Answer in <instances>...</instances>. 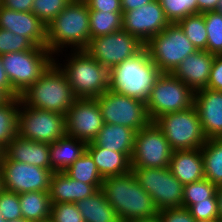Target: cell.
<instances>
[{
	"instance_id": "cell-34",
	"label": "cell",
	"mask_w": 222,
	"mask_h": 222,
	"mask_svg": "<svg viewBox=\"0 0 222 222\" xmlns=\"http://www.w3.org/2000/svg\"><path fill=\"white\" fill-rule=\"evenodd\" d=\"M203 14L207 31V51L214 55H222V14L217 11Z\"/></svg>"
},
{
	"instance_id": "cell-40",
	"label": "cell",
	"mask_w": 222,
	"mask_h": 222,
	"mask_svg": "<svg viewBox=\"0 0 222 222\" xmlns=\"http://www.w3.org/2000/svg\"><path fill=\"white\" fill-rule=\"evenodd\" d=\"M50 222H85L76 203H51Z\"/></svg>"
},
{
	"instance_id": "cell-37",
	"label": "cell",
	"mask_w": 222,
	"mask_h": 222,
	"mask_svg": "<svg viewBox=\"0 0 222 222\" xmlns=\"http://www.w3.org/2000/svg\"><path fill=\"white\" fill-rule=\"evenodd\" d=\"M71 2V0H34L32 13L46 26Z\"/></svg>"
},
{
	"instance_id": "cell-26",
	"label": "cell",
	"mask_w": 222,
	"mask_h": 222,
	"mask_svg": "<svg viewBox=\"0 0 222 222\" xmlns=\"http://www.w3.org/2000/svg\"><path fill=\"white\" fill-rule=\"evenodd\" d=\"M86 151L92 156L103 178L122 175L132 170L131 159L125 154L98 145H87Z\"/></svg>"
},
{
	"instance_id": "cell-54",
	"label": "cell",
	"mask_w": 222,
	"mask_h": 222,
	"mask_svg": "<svg viewBox=\"0 0 222 222\" xmlns=\"http://www.w3.org/2000/svg\"><path fill=\"white\" fill-rule=\"evenodd\" d=\"M3 155H4V149L0 147V163L2 162Z\"/></svg>"
},
{
	"instance_id": "cell-53",
	"label": "cell",
	"mask_w": 222,
	"mask_h": 222,
	"mask_svg": "<svg viewBox=\"0 0 222 222\" xmlns=\"http://www.w3.org/2000/svg\"><path fill=\"white\" fill-rule=\"evenodd\" d=\"M195 222H220V221L216 219V220H195Z\"/></svg>"
},
{
	"instance_id": "cell-38",
	"label": "cell",
	"mask_w": 222,
	"mask_h": 222,
	"mask_svg": "<svg viewBox=\"0 0 222 222\" xmlns=\"http://www.w3.org/2000/svg\"><path fill=\"white\" fill-rule=\"evenodd\" d=\"M34 46L27 37L0 28V55L29 50Z\"/></svg>"
},
{
	"instance_id": "cell-12",
	"label": "cell",
	"mask_w": 222,
	"mask_h": 222,
	"mask_svg": "<svg viewBox=\"0 0 222 222\" xmlns=\"http://www.w3.org/2000/svg\"><path fill=\"white\" fill-rule=\"evenodd\" d=\"M95 99L100 106L104 123L126 126L137 132L152 122L144 101L110 89Z\"/></svg>"
},
{
	"instance_id": "cell-36",
	"label": "cell",
	"mask_w": 222,
	"mask_h": 222,
	"mask_svg": "<svg viewBox=\"0 0 222 222\" xmlns=\"http://www.w3.org/2000/svg\"><path fill=\"white\" fill-rule=\"evenodd\" d=\"M217 186L208 179L184 185L182 208L188 209L197 201L211 198L216 193Z\"/></svg>"
},
{
	"instance_id": "cell-9",
	"label": "cell",
	"mask_w": 222,
	"mask_h": 222,
	"mask_svg": "<svg viewBox=\"0 0 222 222\" xmlns=\"http://www.w3.org/2000/svg\"><path fill=\"white\" fill-rule=\"evenodd\" d=\"M195 92L173 73H161L145 102L149 118L154 122L167 113L187 110L194 106Z\"/></svg>"
},
{
	"instance_id": "cell-32",
	"label": "cell",
	"mask_w": 222,
	"mask_h": 222,
	"mask_svg": "<svg viewBox=\"0 0 222 222\" xmlns=\"http://www.w3.org/2000/svg\"><path fill=\"white\" fill-rule=\"evenodd\" d=\"M64 172L72 179L87 184H102L104 179L100 175L92 156L87 151Z\"/></svg>"
},
{
	"instance_id": "cell-23",
	"label": "cell",
	"mask_w": 222,
	"mask_h": 222,
	"mask_svg": "<svg viewBox=\"0 0 222 222\" xmlns=\"http://www.w3.org/2000/svg\"><path fill=\"white\" fill-rule=\"evenodd\" d=\"M169 168L183 185L205 178L201 149L173 151Z\"/></svg>"
},
{
	"instance_id": "cell-31",
	"label": "cell",
	"mask_w": 222,
	"mask_h": 222,
	"mask_svg": "<svg viewBox=\"0 0 222 222\" xmlns=\"http://www.w3.org/2000/svg\"><path fill=\"white\" fill-rule=\"evenodd\" d=\"M123 12L90 11V38L112 34L122 29Z\"/></svg>"
},
{
	"instance_id": "cell-8",
	"label": "cell",
	"mask_w": 222,
	"mask_h": 222,
	"mask_svg": "<svg viewBox=\"0 0 222 222\" xmlns=\"http://www.w3.org/2000/svg\"><path fill=\"white\" fill-rule=\"evenodd\" d=\"M154 123L164 133L173 151L201 149L207 141L195 106L159 116Z\"/></svg>"
},
{
	"instance_id": "cell-45",
	"label": "cell",
	"mask_w": 222,
	"mask_h": 222,
	"mask_svg": "<svg viewBox=\"0 0 222 222\" xmlns=\"http://www.w3.org/2000/svg\"><path fill=\"white\" fill-rule=\"evenodd\" d=\"M34 0H0V4L18 12H32Z\"/></svg>"
},
{
	"instance_id": "cell-50",
	"label": "cell",
	"mask_w": 222,
	"mask_h": 222,
	"mask_svg": "<svg viewBox=\"0 0 222 222\" xmlns=\"http://www.w3.org/2000/svg\"><path fill=\"white\" fill-rule=\"evenodd\" d=\"M128 222H161L158 215L149 217V218H142V219H135Z\"/></svg>"
},
{
	"instance_id": "cell-42",
	"label": "cell",
	"mask_w": 222,
	"mask_h": 222,
	"mask_svg": "<svg viewBox=\"0 0 222 222\" xmlns=\"http://www.w3.org/2000/svg\"><path fill=\"white\" fill-rule=\"evenodd\" d=\"M161 222H195L188 209L173 208L161 210L157 214Z\"/></svg>"
},
{
	"instance_id": "cell-24",
	"label": "cell",
	"mask_w": 222,
	"mask_h": 222,
	"mask_svg": "<svg viewBox=\"0 0 222 222\" xmlns=\"http://www.w3.org/2000/svg\"><path fill=\"white\" fill-rule=\"evenodd\" d=\"M136 131L122 125L104 123L96 138L87 145H98L132 157Z\"/></svg>"
},
{
	"instance_id": "cell-33",
	"label": "cell",
	"mask_w": 222,
	"mask_h": 222,
	"mask_svg": "<svg viewBox=\"0 0 222 222\" xmlns=\"http://www.w3.org/2000/svg\"><path fill=\"white\" fill-rule=\"evenodd\" d=\"M177 24L197 50H207V31L204 14H193L181 19Z\"/></svg>"
},
{
	"instance_id": "cell-21",
	"label": "cell",
	"mask_w": 222,
	"mask_h": 222,
	"mask_svg": "<svg viewBox=\"0 0 222 222\" xmlns=\"http://www.w3.org/2000/svg\"><path fill=\"white\" fill-rule=\"evenodd\" d=\"M102 184H87L69 177L65 172H53L49 197L51 203H76L101 189Z\"/></svg>"
},
{
	"instance_id": "cell-4",
	"label": "cell",
	"mask_w": 222,
	"mask_h": 222,
	"mask_svg": "<svg viewBox=\"0 0 222 222\" xmlns=\"http://www.w3.org/2000/svg\"><path fill=\"white\" fill-rule=\"evenodd\" d=\"M54 61L22 95L21 100L31 108L65 115L77 99L64 72Z\"/></svg>"
},
{
	"instance_id": "cell-16",
	"label": "cell",
	"mask_w": 222,
	"mask_h": 222,
	"mask_svg": "<svg viewBox=\"0 0 222 222\" xmlns=\"http://www.w3.org/2000/svg\"><path fill=\"white\" fill-rule=\"evenodd\" d=\"M66 134L86 143L92 142L104 125L96 99H76L65 114Z\"/></svg>"
},
{
	"instance_id": "cell-13",
	"label": "cell",
	"mask_w": 222,
	"mask_h": 222,
	"mask_svg": "<svg viewBox=\"0 0 222 222\" xmlns=\"http://www.w3.org/2000/svg\"><path fill=\"white\" fill-rule=\"evenodd\" d=\"M145 45L126 30L90 38L84 49L91 57L109 71L123 61L134 57Z\"/></svg>"
},
{
	"instance_id": "cell-44",
	"label": "cell",
	"mask_w": 222,
	"mask_h": 222,
	"mask_svg": "<svg viewBox=\"0 0 222 222\" xmlns=\"http://www.w3.org/2000/svg\"><path fill=\"white\" fill-rule=\"evenodd\" d=\"M90 11L123 12L120 0H84Z\"/></svg>"
},
{
	"instance_id": "cell-6",
	"label": "cell",
	"mask_w": 222,
	"mask_h": 222,
	"mask_svg": "<svg viewBox=\"0 0 222 222\" xmlns=\"http://www.w3.org/2000/svg\"><path fill=\"white\" fill-rule=\"evenodd\" d=\"M53 54L46 47L1 55L3 67L12 89L20 96L54 61Z\"/></svg>"
},
{
	"instance_id": "cell-3",
	"label": "cell",
	"mask_w": 222,
	"mask_h": 222,
	"mask_svg": "<svg viewBox=\"0 0 222 222\" xmlns=\"http://www.w3.org/2000/svg\"><path fill=\"white\" fill-rule=\"evenodd\" d=\"M160 74V70L150 59L148 50L144 47L134 57L123 61L109 71V89L146 102Z\"/></svg>"
},
{
	"instance_id": "cell-18",
	"label": "cell",
	"mask_w": 222,
	"mask_h": 222,
	"mask_svg": "<svg viewBox=\"0 0 222 222\" xmlns=\"http://www.w3.org/2000/svg\"><path fill=\"white\" fill-rule=\"evenodd\" d=\"M0 28L27 37L37 47H46L47 27L32 12L14 11L0 4Z\"/></svg>"
},
{
	"instance_id": "cell-2",
	"label": "cell",
	"mask_w": 222,
	"mask_h": 222,
	"mask_svg": "<svg viewBox=\"0 0 222 222\" xmlns=\"http://www.w3.org/2000/svg\"><path fill=\"white\" fill-rule=\"evenodd\" d=\"M89 15L90 10L84 0H71L46 26V48L53 55L65 45L74 47V50H84L90 41Z\"/></svg>"
},
{
	"instance_id": "cell-46",
	"label": "cell",
	"mask_w": 222,
	"mask_h": 222,
	"mask_svg": "<svg viewBox=\"0 0 222 222\" xmlns=\"http://www.w3.org/2000/svg\"><path fill=\"white\" fill-rule=\"evenodd\" d=\"M0 90L7 97H20L13 89L3 67V61L0 55Z\"/></svg>"
},
{
	"instance_id": "cell-56",
	"label": "cell",
	"mask_w": 222,
	"mask_h": 222,
	"mask_svg": "<svg viewBox=\"0 0 222 222\" xmlns=\"http://www.w3.org/2000/svg\"><path fill=\"white\" fill-rule=\"evenodd\" d=\"M3 190V182H2V175L0 171V192Z\"/></svg>"
},
{
	"instance_id": "cell-35",
	"label": "cell",
	"mask_w": 222,
	"mask_h": 222,
	"mask_svg": "<svg viewBox=\"0 0 222 222\" xmlns=\"http://www.w3.org/2000/svg\"><path fill=\"white\" fill-rule=\"evenodd\" d=\"M166 19L177 23L193 14H199L197 0H159Z\"/></svg>"
},
{
	"instance_id": "cell-48",
	"label": "cell",
	"mask_w": 222,
	"mask_h": 222,
	"mask_svg": "<svg viewBox=\"0 0 222 222\" xmlns=\"http://www.w3.org/2000/svg\"><path fill=\"white\" fill-rule=\"evenodd\" d=\"M220 0H197L199 13L216 11Z\"/></svg>"
},
{
	"instance_id": "cell-11",
	"label": "cell",
	"mask_w": 222,
	"mask_h": 222,
	"mask_svg": "<svg viewBox=\"0 0 222 222\" xmlns=\"http://www.w3.org/2000/svg\"><path fill=\"white\" fill-rule=\"evenodd\" d=\"M139 185L152 197L158 211L182 208L184 185L170 168H132Z\"/></svg>"
},
{
	"instance_id": "cell-43",
	"label": "cell",
	"mask_w": 222,
	"mask_h": 222,
	"mask_svg": "<svg viewBox=\"0 0 222 222\" xmlns=\"http://www.w3.org/2000/svg\"><path fill=\"white\" fill-rule=\"evenodd\" d=\"M207 88L222 91V55L214 56Z\"/></svg>"
},
{
	"instance_id": "cell-25",
	"label": "cell",
	"mask_w": 222,
	"mask_h": 222,
	"mask_svg": "<svg viewBox=\"0 0 222 222\" xmlns=\"http://www.w3.org/2000/svg\"><path fill=\"white\" fill-rule=\"evenodd\" d=\"M87 143L67 134L49 144L50 163L53 172H64L86 151Z\"/></svg>"
},
{
	"instance_id": "cell-52",
	"label": "cell",
	"mask_w": 222,
	"mask_h": 222,
	"mask_svg": "<svg viewBox=\"0 0 222 222\" xmlns=\"http://www.w3.org/2000/svg\"><path fill=\"white\" fill-rule=\"evenodd\" d=\"M7 96L0 90V102L4 101Z\"/></svg>"
},
{
	"instance_id": "cell-55",
	"label": "cell",
	"mask_w": 222,
	"mask_h": 222,
	"mask_svg": "<svg viewBox=\"0 0 222 222\" xmlns=\"http://www.w3.org/2000/svg\"><path fill=\"white\" fill-rule=\"evenodd\" d=\"M8 222H30L25 220L24 218L18 219V220H12V221H8Z\"/></svg>"
},
{
	"instance_id": "cell-15",
	"label": "cell",
	"mask_w": 222,
	"mask_h": 222,
	"mask_svg": "<svg viewBox=\"0 0 222 222\" xmlns=\"http://www.w3.org/2000/svg\"><path fill=\"white\" fill-rule=\"evenodd\" d=\"M3 189L14 193L31 191H49L51 169L40 168L35 165L2 160L0 163Z\"/></svg>"
},
{
	"instance_id": "cell-47",
	"label": "cell",
	"mask_w": 222,
	"mask_h": 222,
	"mask_svg": "<svg viewBox=\"0 0 222 222\" xmlns=\"http://www.w3.org/2000/svg\"><path fill=\"white\" fill-rule=\"evenodd\" d=\"M123 12L137 9L143 5L151 3L153 0H120Z\"/></svg>"
},
{
	"instance_id": "cell-39",
	"label": "cell",
	"mask_w": 222,
	"mask_h": 222,
	"mask_svg": "<svg viewBox=\"0 0 222 222\" xmlns=\"http://www.w3.org/2000/svg\"><path fill=\"white\" fill-rule=\"evenodd\" d=\"M0 215L7 222L22 218L18 193L6 189L0 192Z\"/></svg>"
},
{
	"instance_id": "cell-7",
	"label": "cell",
	"mask_w": 222,
	"mask_h": 222,
	"mask_svg": "<svg viewBox=\"0 0 222 222\" xmlns=\"http://www.w3.org/2000/svg\"><path fill=\"white\" fill-rule=\"evenodd\" d=\"M145 48L161 73H173L188 55L197 51L177 23H170L154 35Z\"/></svg>"
},
{
	"instance_id": "cell-28",
	"label": "cell",
	"mask_w": 222,
	"mask_h": 222,
	"mask_svg": "<svg viewBox=\"0 0 222 222\" xmlns=\"http://www.w3.org/2000/svg\"><path fill=\"white\" fill-rule=\"evenodd\" d=\"M22 218L30 222H48L51 201L48 191H31L19 194Z\"/></svg>"
},
{
	"instance_id": "cell-1",
	"label": "cell",
	"mask_w": 222,
	"mask_h": 222,
	"mask_svg": "<svg viewBox=\"0 0 222 222\" xmlns=\"http://www.w3.org/2000/svg\"><path fill=\"white\" fill-rule=\"evenodd\" d=\"M101 190L121 222L153 217L159 212L152 197L137 182L132 170L104 178Z\"/></svg>"
},
{
	"instance_id": "cell-30",
	"label": "cell",
	"mask_w": 222,
	"mask_h": 222,
	"mask_svg": "<svg viewBox=\"0 0 222 222\" xmlns=\"http://www.w3.org/2000/svg\"><path fill=\"white\" fill-rule=\"evenodd\" d=\"M205 178L216 186L222 185V139H207L201 147Z\"/></svg>"
},
{
	"instance_id": "cell-27",
	"label": "cell",
	"mask_w": 222,
	"mask_h": 222,
	"mask_svg": "<svg viewBox=\"0 0 222 222\" xmlns=\"http://www.w3.org/2000/svg\"><path fill=\"white\" fill-rule=\"evenodd\" d=\"M76 205L85 222H121L101 189L92 196L77 201Z\"/></svg>"
},
{
	"instance_id": "cell-20",
	"label": "cell",
	"mask_w": 222,
	"mask_h": 222,
	"mask_svg": "<svg viewBox=\"0 0 222 222\" xmlns=\"http://www.w3.org/2000/svg\"><path fill=\"white\" fill-rule=\"evenodd\" d=\"M214 56L207 50H197L188 55L173 74L194 92L207 88Z\"/></svg>"
},
{
	"instance_id": "cell-49",
	"label": "cell",
	"mask_w": 222,
	"mask_h": 222,
	"mask_svg": "<svg viewBox=\"0 0 222 222\" xmlns=\"http://www.w3.org/2000/svg\"><path fill=\"white\" fill-rule=\"evenodd\" d=\"M216 196H217V200H218V211H219L218 220L220 222H222V185L217 186Z\"/></svg>"
},
{
	"instance_id": "cell-51",
	"label": "cell",
	"mask_w": 222,
	"mask_h": 222,
	"mask_svg": "<svg viewBox=\"0 0 222 222\" xmlns=\"http://www.w3.org/2000/svg\"><path fill=\"white\" fill-rule=\"evenodd\" d=\"M216 11L222 14V0L219 1Z\"/></svg>"
},
{
	"instance_id": "cell-14",
	"label": "cell",
	"mask_w": 222,
	"mask_h": 222,
	"mask_svg": "<svg viewBox=\"0 0 222 222\" xmlns=\"http://www.w3.org/2000/svg\"><path fill=\"white\" fill-rule=\"evenodd\" d=\"M173 150L164 133L151 122L136 132L131 157L132 168H167Z\"/></svg>"
},
{
	"instance_id": "cell-57",
	"label": "cell",
	"mask_w": 222,
	"mask_h": 222,
	"mask_svg": "<svg viewBox=\"0 0 222 222\" xmlns=\"http://www.w3.org/2000/svg\"><path fill=\"white\" fill-rule=\"evenodd\" d=\"M0 222H7V221H5L0 215Z\"/></svg>"
},
{
	"instance_id": "cell-10",
	"label": "cell",
	"mask_w": 222,
	"mask_h": 222,
	"mask_svg": "<svg viewBox=\"0 0 222 222\" xmlns=\"http://www.w3.org/2000/svg\"><path fill=\"white\" fill-rule=\"evenodd\" d=\"M20 107L17 126L19 137L51 144L66 135L65 115L28 107L22 100Z\"/></svg>"
},
{
	"instance_id": "cell-17",
	"label": "cell",
	"mask_w": 222,
	"mask_h": 222,
	"mask_svg": "<svg viewBox=\"0 0 222 222\" xmlns=\"http://www.w3.org/2000/svg\"><path fill=\"white\" fill-rule=\"evenodd\" d=\"M169 24L159 0L122 13V29L144 45Z\"/></svg>"
},
{
	"instance_id": "cell-22",
	"label": "cell",
	"mask_w": 222,
	"mask_h": 222,
	"mask_svg": "<svg viewBox=\"0 0 222 222\" xmlns=\"http://www.w3.org/2000/svg\"><path fill=\"white\" fill-rule=\"evenodd\" d=\"M49 144L19 137L4 149L2 160H15L40 168L51 169Z\"/></svg>"
},
{
	"instance_id": "cell-41",
	"label": "cell",
	"mask_w": 222,
	"mask_h": 222,
	"mask_svg": "<svg viewBox=\"0 0 222 222\" xmlns=\"http://www.w3.org/2000/svg\"><path fill=\"white\" fill-rule=\"evenodd\" d=\"M188 210L195 220H216L219 216L216 193L206 200L197 201Z\"/></svg>"
},
{
	"instance_id": "cell-19",
	"label": "cell",
	"mask_w": 222,
	"mask_h": 222,
	"mask_svg": "<svg viewBox=\"0 0 222 222\" xmlns=\"http://www.w3.org/2000/svg\"><path fill=\"white\" fill-rule=\"evenodd\" d=\"M194 106L207 139H222V91L208 88L195 91Z\"/></svg>"
},
{
	"instance_id": "cell-29",
	"label": "cell",
	"mask_w": 222,
	"mask_h": 222,
	"mask_svg": "<svg viewBox=\"0 0 222 222\" xmlns=\"http://www.w3.org/2000/svg\"><path fill=\"white\" fill-rule=\"evenodd\" d=\"M20 97H7L0 102V147L5 149L17 136Z\"/></svg>"
},
{
	"instance_id": "cell-5",
	"label": "cell",
	"mask_w": 222,
	"mask_h": 222,
	"mask_svg": "<svg viewBox=\"0 0 222 222\" xmlns=\"http://www.w3.org/2000/svg\"><path fill=\"white\" fill-rule=\"evenodd\" d=\"M59 67L64 72L77 99H95L109 89V70L85 50H74Z\"/></svg>"
}]
</instances>
